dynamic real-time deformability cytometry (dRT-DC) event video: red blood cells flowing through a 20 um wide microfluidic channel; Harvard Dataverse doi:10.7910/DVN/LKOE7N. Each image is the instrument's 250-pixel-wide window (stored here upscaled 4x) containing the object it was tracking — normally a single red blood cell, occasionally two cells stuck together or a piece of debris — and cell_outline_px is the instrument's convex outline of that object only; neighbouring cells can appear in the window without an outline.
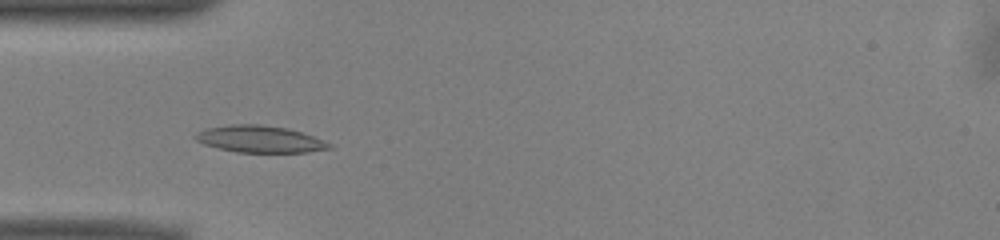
{"species": "common noctule bat (a hibernating species)", "species_latin": "Nyctalus noctula", "temperature_condition": "warm", "stored_images_in_passage": 50, "camera_frame_rate_fps": 3000, "um_per_image_px": 0.085, "animal": {"sex": "male", "body_mass_g": 13.0, "forearm_length_mm": 53.1}, "frame": {"image": 1, "passage_image": 14, "time_ms": 4.333, "image_size_px": [1000, 240], "cell_outline_px": [[332, 148], [308, 152], [236, 152], [204, 144], [196, 140], [192, 136], [196, 132], [204, 128], [232, 124], [260, 124], [288, 128], [312, 136], [332, 144]], "centroid_in_image_um": [22.04, 11.81], "position_along_channel_um": 63.0, "area_um2": 20.92}}
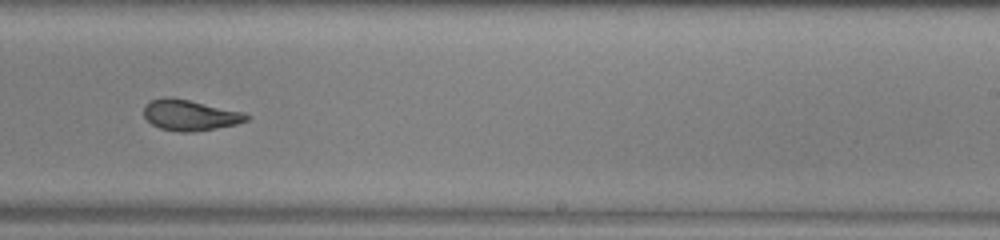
{"frame": {"image": 2, "passage_image": 30, "time_ms": 9.667, "image_size_px": [1000, 240], "cell_outline_px": [[252, 116], [248, 120], [236, 124], [192, 132], [180, 132], [160, 128], [152, 124], [144, 116], [144, 104], [152, 100], [164, 96], [188, 100], [244, 112]], "centroid_in_image_um": [16.15, 9.78], "position_along_channel_um": 272.9, "area_um2": 18.26}}
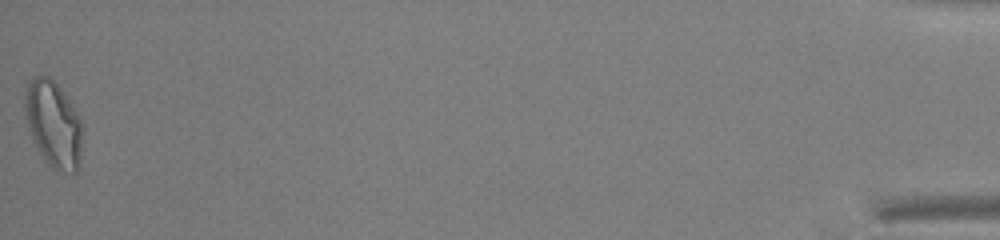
{"frame": {"image": 3, "passage_image": 50, "time_ms": 16.333, "image_size_px": [1000, 240], "cell_outline_px": [[84, 128], [80, 168], [72, 176], [52, 168], [44, 160], [32, 140], [24, 116], [24, 92], [28, 84], [36, 76], [48, 76], [64, 92], [76, 112]], "centroid_in_image_um": [4.56, 10.63], "position_along_channel_um": 430.6, "area_um2": 29.71}, "authors_computed_cell_mechanics": {"area_um2": 19.9988, "velocity_mm_per_s": 3.9535, "shape_relaxation_time_tau1_ms": null, "shape_relaxation_time_tau2_ms": 1.8427, "deformation_change_tau1": null, "deformation_change_tau2": 0.0844}}